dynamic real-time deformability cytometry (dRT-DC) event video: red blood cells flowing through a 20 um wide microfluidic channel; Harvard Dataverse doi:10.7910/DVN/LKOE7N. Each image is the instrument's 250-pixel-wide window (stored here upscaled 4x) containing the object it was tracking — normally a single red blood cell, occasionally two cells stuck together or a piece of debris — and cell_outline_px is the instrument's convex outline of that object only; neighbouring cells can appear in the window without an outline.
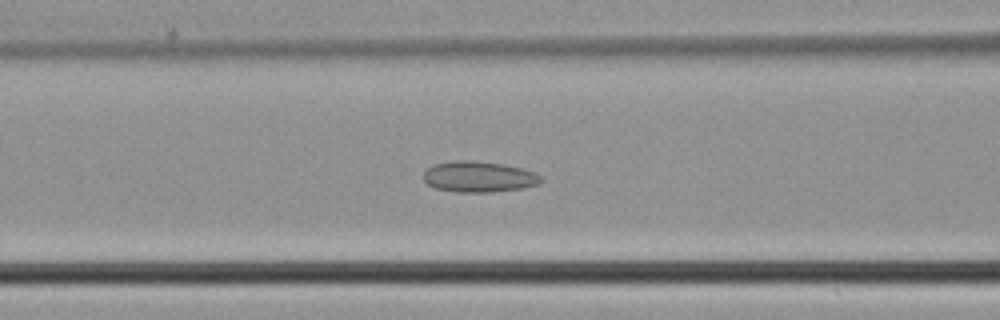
{"species": "common noctule bat (a hibernating species)", "species_latin": "Nyctalus noctula", "temperature_condition": "cold", "stored_images_in_passage": 46, "camera_frame_rate_fps": 3000, "um_per_image_px": 0.085, "animal": {"sex": "male", "body_mass_g": 21.5, "forearm_length_mm": 52.0}, "frame": {"image": 1, "passage_image": 19, "time_ms": 6.0, "image_size_px": [1000, 320], "cell_outline_px": [[544, 180], [540, 184], [524, 188], [492, 192], [456, 192], [436, 188], [428, 184], [424, 180], [424, 172], [432, 164], [456, 160], [464, 160], [504, 164], [520, 168], [532, 172], [540, 176]], "centroid_in_image_um": [40.7, 15.03], "position_along_channel_um": 125.9, "area_um2": 21.1}}
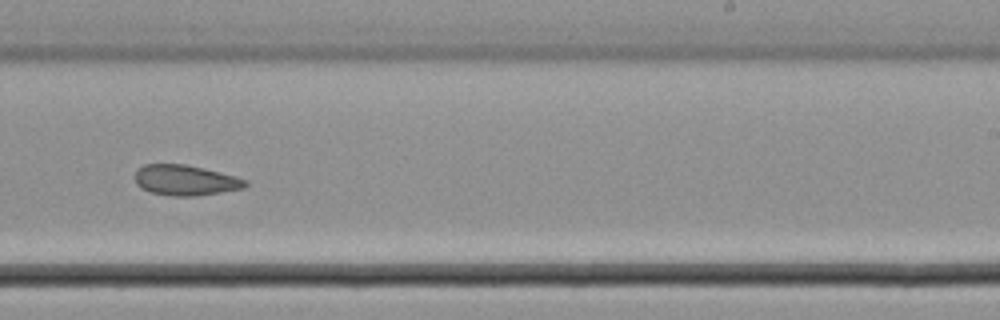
{"frame": {"image": 2, "passage_image": 29, "time_ms": 9.333, "image_size_px": [1000, 320], "cell_outline_px": [[248, 184], [244, 188], [196, 196], [172, 196], [152, 192], [140, 188], [136, 184], [136, 168], [144, 164], [184, 164], [220, 172], [236, 176], [248, 180]], "centroid_in_image_um": [15.76, 15.31], "position_along_channel_um": 273.2, "area_um2": 19.59}}
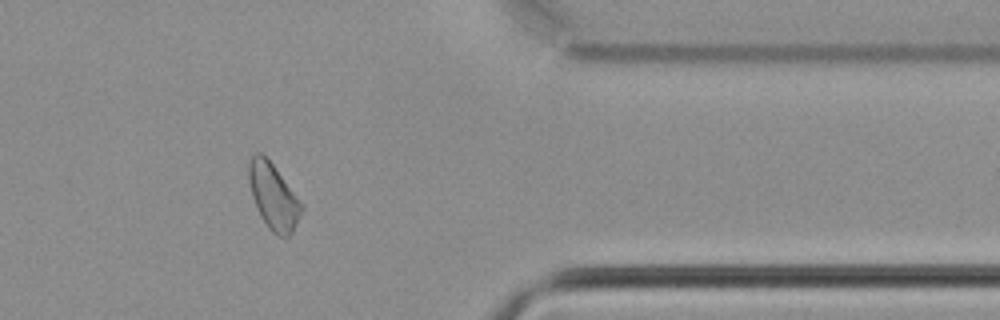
{"frame": {"image": 3, "passage_image": 38, "time_ms": 12.333, "image_size_px": [1000, 320], "cell_outline_px": [[304, 208], [292, 232], [288, 236], [280, 236], [272, 232], [268, 228], [260, 216], [256, 208], [252, 196], [248, 180], [248, 164], [252, 156], [256, 152], [260, 152], [272, 164], [304, 204]], "centroid_in_image_um": [23.23, 16.71], "position_along_channel_um": 388.2, "area_um2": 20.17}}